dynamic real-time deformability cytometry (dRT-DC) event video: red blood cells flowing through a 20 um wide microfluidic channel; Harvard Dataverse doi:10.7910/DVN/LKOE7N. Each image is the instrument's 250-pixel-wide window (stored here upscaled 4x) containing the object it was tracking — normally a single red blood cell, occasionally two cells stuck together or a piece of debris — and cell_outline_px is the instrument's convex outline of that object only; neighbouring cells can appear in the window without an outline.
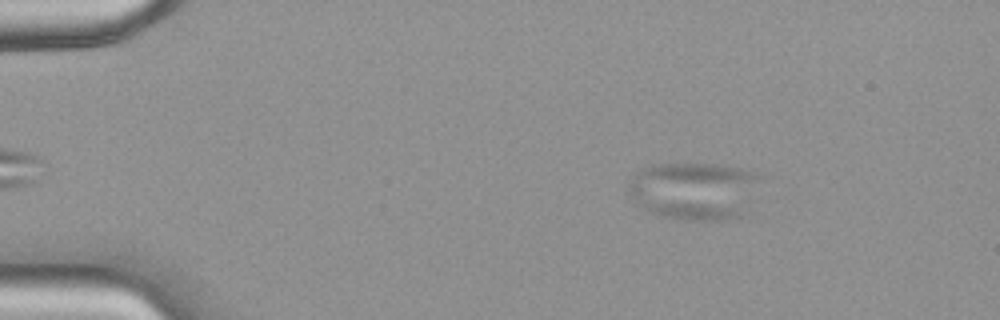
{"species": "common noctule bat (a hibernating species)", "species_latin": "Nyctalus noctula", "temperature_condition": "warm", "stored_images_in_passage": 48, "camera_frame_rate_fps": 3000, "um_per_image_px": 0.085, "animal": {"sex": "female", "body_mass_g": 18.4}, "frame": {"image": 1, "passage_image": 7, "time_ms": 2.0, "image_size_px": [1000, 320], "cell_outline_px": [[760, 176], [744, 212], [740, 216], [728, 220], [688, 220], [664, 216], [652, 212], [636, 204], [628, 192], [628, 184], [640, 172], [648, 168], [660, 164], [712, 164], [740, 168], [752, 172]], "centroid_in_image_um": [58.99, 16.23], "position_along_channel_um": 26.0, "area_um2": 43.29}}
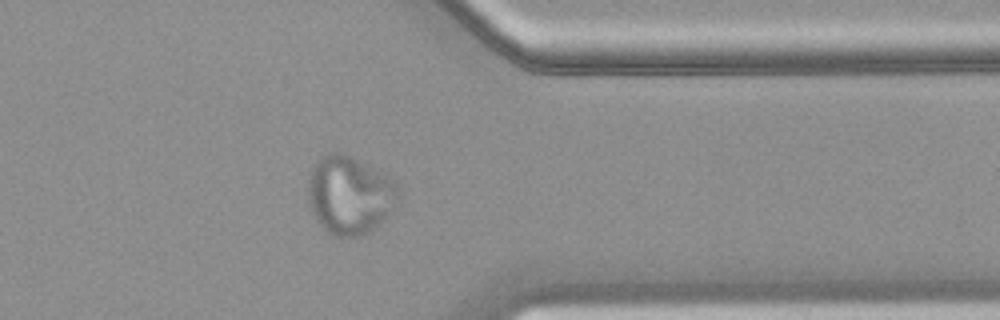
{"frame": {"image": 2, "passage_image": 39, "time_ms": 12.667, "image_size_px": [1000, 320], "cell_outline_px": [[400, 188], [384, 220], [372, 232], [360, 236], [336, 236], [328, 232], [316, 220], [312, 212], [308, 200], [308, 180], [312, 168], [320, 156], [328, 152], [340, 152], [396, 180]], "centroid_in_image_um": [29.68, 16.59], "position_along_channel_um": 381.7, "area_um2": 40.75}}
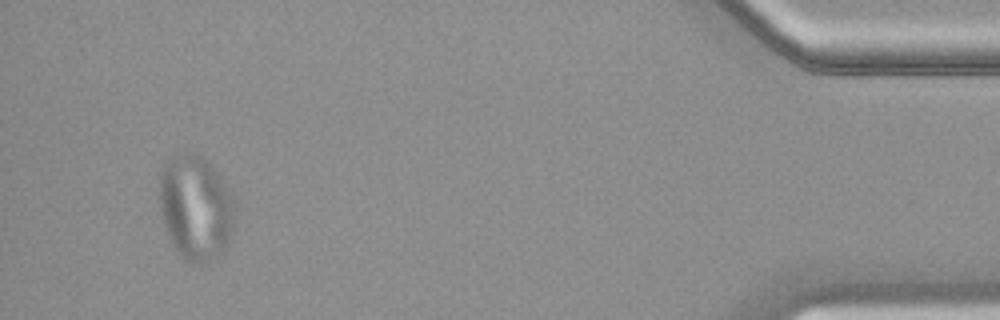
{"frame": {"image": 3, "passage_image": 46, "time_ms": 15.0, "image_size_px": [1000, 320], "cell_outline_px": [[232, 232], [224, 252], [200, 264], [188, 260], [176, 248], [164, 224], [160, 208], [160, 180], [164, 168], [168, 160], [180, 152], [196, 152], [208, 160], [216, 168], [232, 200]], "centroid_in_image_um": [16.63, 17.59], "position_along_channel_um": 418.6, "area_um2": 45.03}}